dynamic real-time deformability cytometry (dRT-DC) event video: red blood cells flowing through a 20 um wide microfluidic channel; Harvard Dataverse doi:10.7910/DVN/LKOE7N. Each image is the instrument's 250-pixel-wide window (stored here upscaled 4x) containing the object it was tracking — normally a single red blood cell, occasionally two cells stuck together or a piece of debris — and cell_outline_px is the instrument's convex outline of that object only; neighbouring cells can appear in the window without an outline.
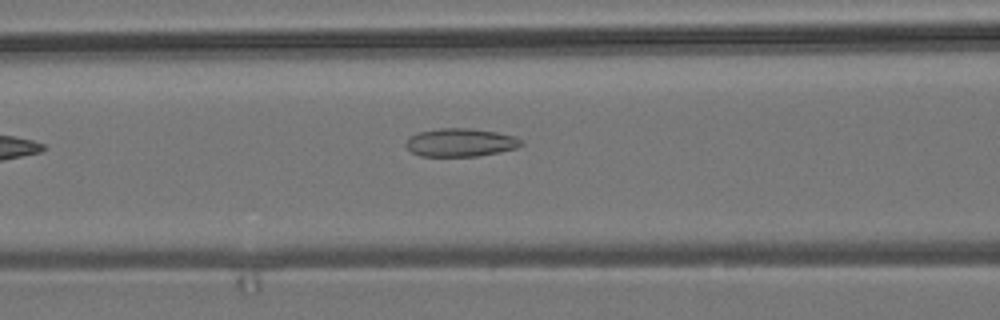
{"species": "common noctule bat (a hibernating species)", "species_latin": "Nyctalus noctula", "temperature_condition": "room temperature", "stored_images_in_passage": 5, "camera_frame_rate_fps": 3000, "um_per_image_px": 0.085, "animal": {"sex": "male", "body_mass_g": 19.2, "forearm_length_mm": 51.8}, "frame": {"image": 1, "passage_image": 5, "time_ms": 5.667, "image_size_px": [1000, 320], "cell_outline_px": [[524, 144], [516, 148], [500, 152], [476, 156], [420, 156], [412, 152], [404, 144], [408, 136], [420, 132], [440, 128], [472, 128], [496, 132], [516, 136], [524, 140]], "centroid_in_image_um": [39.16, 12.11], "position_along_channel_um": 127.4, "area_um2": 19.13}}